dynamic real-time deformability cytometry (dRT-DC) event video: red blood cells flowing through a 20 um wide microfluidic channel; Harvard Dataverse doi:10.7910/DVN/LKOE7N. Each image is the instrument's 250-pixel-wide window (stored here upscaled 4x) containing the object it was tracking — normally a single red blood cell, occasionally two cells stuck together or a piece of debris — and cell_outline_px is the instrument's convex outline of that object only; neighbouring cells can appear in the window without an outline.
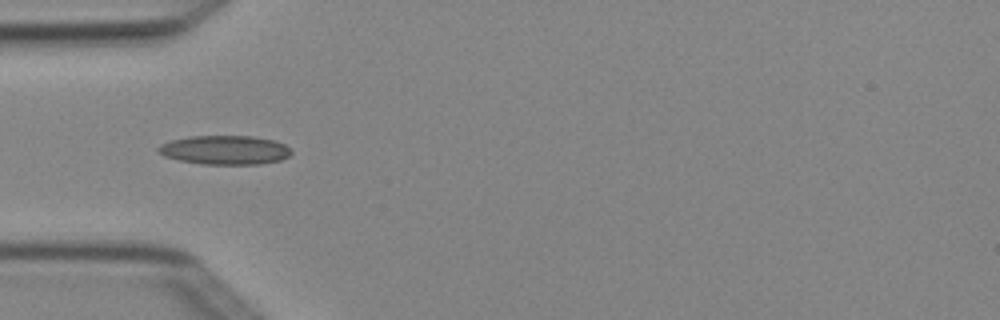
{"species": "Egyptian fruit bat (a non-hibernating species)", "species_latin": "Rousettus aegyptiacus", "temperature_condition": "cold", "stored_images_in_passage": 4, "camera_frame_rate_fps": 3000, "um_per_image_px": 0.085, "animal": {"sex": "female"}, "frame": {"image": 1, "passage_image": 2, "time_ms": 0.333, "image_size_px": [1000, 320], "cell_outline_px": [[292, 152], [288, 156], [280, 160], [260, 164], [200, 164], [180, 160], [164, 156], [156, 152], [156, 148], [160, 144], [172, 140], [192, 136], [252, 136], [276, 140], [284, 144]], "centroid_in_image_um": [19.09, 12.75], "position_along_channel_um": 65.9, "area_um2": 22.54}}
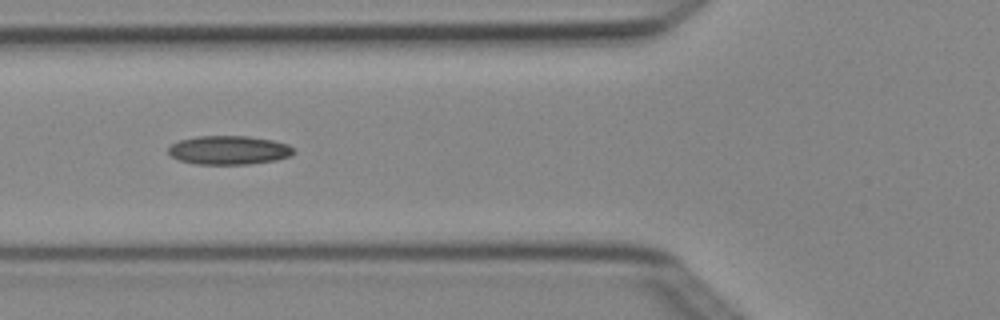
{"frame": {"image": 2, "passage_image": 3, "time_ms": 0.667, "image_size_px": [1000, 320], "cell_outline_px": [[296, 152], [292, 156], [276, 160], [248, 164], [196, 164], [180, 160], [172, 156], [168, 152], [168, 148], [172, 144], [180, 140], [196, 136], [248, 136], [272, 140], [288, 144], [296, 148]], "centroid_in_image_um": [19.51, 12.76], "position_along_channel_um": 106.3, "area_um2": 21.15}}
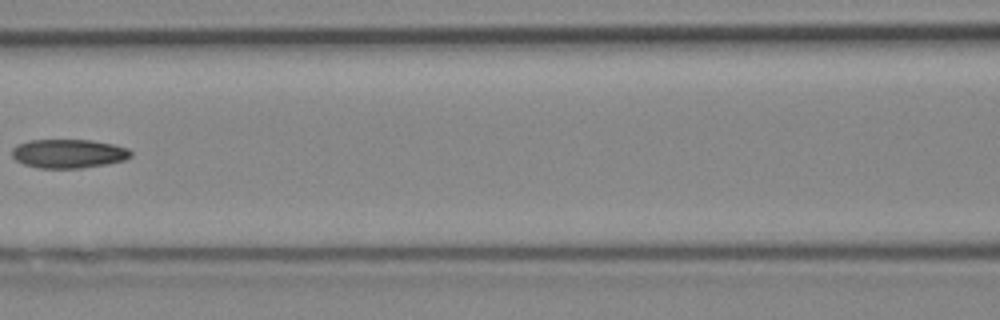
{"frame": {"image": 3, "passage_image": 4, "time_ms": 1.0, "image_size_px": [1000, 320], "cell_outline_px": [[132, 156], [124, 160], [108, 164], [80, 168], [36, 168], [24, 164], [16, 160], [12, 156], [12, 148], [16, 144], [28, 140], [92, 140], [112, 144], [128, 148], [132, 152]], "centroid_in_image_um": [5.81, 13.05], "position_along_channel_um": 160.8, "area_um2": 20.17}}